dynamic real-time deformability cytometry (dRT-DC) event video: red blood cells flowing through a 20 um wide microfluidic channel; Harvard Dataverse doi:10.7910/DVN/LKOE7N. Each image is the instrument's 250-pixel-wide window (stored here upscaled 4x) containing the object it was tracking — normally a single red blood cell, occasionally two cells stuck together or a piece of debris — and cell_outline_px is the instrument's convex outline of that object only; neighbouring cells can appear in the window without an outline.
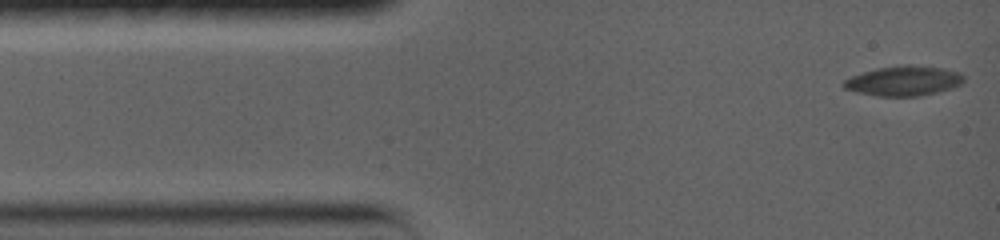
{"species": "common noctule bat (a hibernating species)", "species_latin": "Nyctalus noctula", "temperature_condition": "warm", "stored_images_in_passage": 51, "camera_frame_rate_fps": 5000, "um_per_image_px": 0.085, "animal": {"sex": "female", "body_mass_g": 19.0, "forearm_length_mm": 56.7}, "frame": {"image": 1, "passage_image": 1, "time_ms": 0.0, "image_size_px": [1000, 240], "cell_outline_px": [[964, 80], [960, 84], [936, 92], [920, 96], [876, 96], [844, 88], [844, 80], [852, 76], [876, 68], [904, 64], [908, 64], [940, 68], [960, 72], [964, 76]], "centroid_in_image_um": [76.82, 6.86], "position_along_channel_um": 8.2, "area_um2": 20.58}}
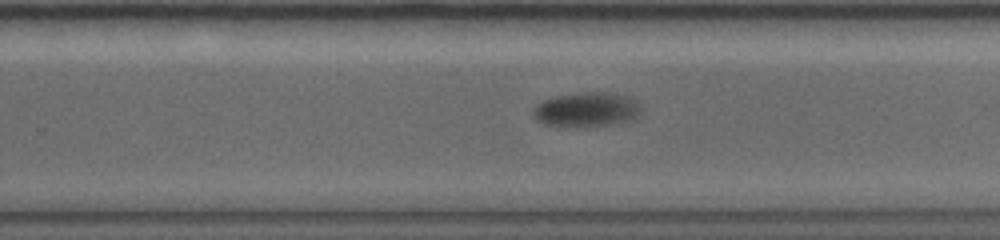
{"frame": {"image": 2, "passage_image": 24, "time_ms": 10.0, "image_size_px": [1000, 240], "cell_outline_px": [[640, 112], [628, 120], [608, 124], [584, 128], [544, 124], [536, 120], [532, 112], [536, 104], [544, 100], [556, 96], [584, 92], [608, 92], [624, 96], [632, 100], [640, 108]], "centroid_in_image_um": [49.76, 9.33], "position_along_channel_um": 280.0, "area_um2": 21.33}}
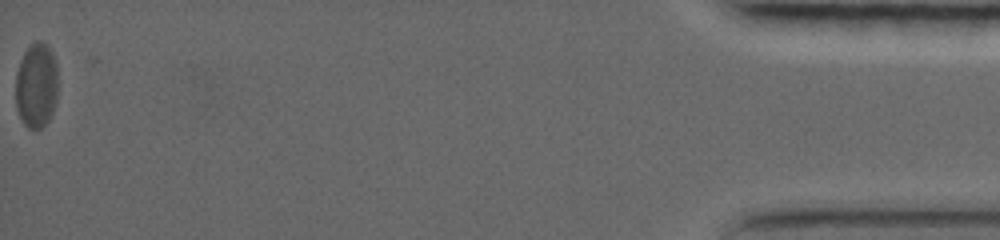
{"frame": {"image": 3, "passage_image": 51, "time_ms": 18.6, "image_size_px": [1000, 240], "cell_outline_px": [[56, 100], [52, 112], [48, 120], [40, 128], [28, 128], [24, 124], [16, 108], [16, 72], [20, 60], [24, 52], [36, 40], [40, 40], [48, 44], [56, 60]], "centroid_in_image_um": [3.08, 7.22], "position_along_channel_um": 432.1, "area_um2": 20.92}, "authors_computed_cell_mechanics": {"area_um2": 20.9236, "velocity_mm_per_s": 3.4622, "shape_relaxation_time_tau1_ms": 2.9275, "shape_relaxation_time_tau2_ms": null, "deformation_change_tau1": 0.1197, "deformation_change_tau2": null}}